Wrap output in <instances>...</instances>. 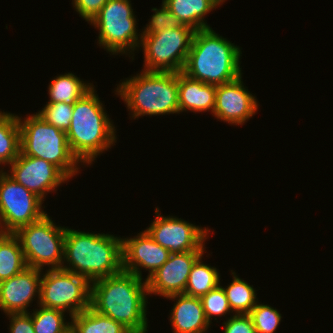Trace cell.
<instances>
[{"mask_svg":"<svg viewBox=\"0 0 333 333\" xmlns=\"http://www.w3.org/2000/svg\"><path fill=\"white\" fill-rule=\"evenodd\" d=\"M231 275L233 277L232 283L223 287V290L228 299L232 314H249L258 303L256 290L253 288V285L251 286L245 280L240 279L235 271L231 270Z\"/></svg>","mask_w":333,"mask_h":333,"instance_id":"484cf974","label":"cell"},{"mask_svg":"<svg viewBox=\"0 0 333 333\" xmlns=\"http://www.w3.org/2000/svg\"><path fill=\"white\" fill-rule=\"evenodd\" d=\"M241 49L211 27L195 31L182 73L191 79L219 86L242 75Z\"/></svg>","mask_w":333,"mask_h":333,"instance_id":"3957f363","label":"cell"},{"mask_svg":"<svg viewBox=\"0 0 333 333\" xmlns=\"http://www.w3.org/2000/svg\"><path fill=\"white\" fill-rule=\"evenodd\" d=\"M122 255L123 270L144 279L141 271L144 268L149 271L147 280L168 260L170 252L144 230L133 238H122Z\"/></svg>","mask_w":333,"mask_h":333,"instance_id":"2e32d148","label":"cell"},{"mask_svg":"<svg viewBox=\"0 0 333 333\" xmlns=\"http://www.w3.org/2000/svg\"><path fill=\"white\" fill-rule=\"evenodd\" d=\"M8 167L10 172L6 171V173L11 178L43 201L46 194L56 191L58 186L69 181V178L52 163L21 153Z\"/></svg>","mask_w":333,"mask_h":333,"instance_id":"4fadbf2b","label":"cell"},{"mask_svg":"<svg viewBox=\"0 0 333 333\" xmlns=\"http://www.w3.org/2000/svg\"><path fill=\"white\" fill-rule=\"evenodd\" d=\"M65 333H75V331L72 328H70Z\"/></svg>","mask_w":333,"mask_h":333,"instance_id":"d590c367","label":"cell"},{"mask_svg":"<svg viewBox=\"0 0 333 333\" xmlns=\"http://www.w3.org/2000/svg\"><path fill=\"white\" fill-rule=\"evenodd\" d=\"M103 106L94 87L74 104L66 135L72 153L82 165H91L117 141L115 125Z\"/></svg>","mask_w":333,"mask_h":333,"instance_id":"277c9868","label":"cell"},{"mask_svg":"<svg viewBox=\"0 0 333 333\" xmlns=\"http://www.w3.org/2000/svg\"><path fill=\"white\" fill-rule=\"evenodd\" d=\"M162 2L182 25L189 26L195 31L210 27L204 18L207 13L219 6L214 0H162Z\"/></svg>","mask_w":333,"mask_h":333,"instance_id":"ffe728a7","label":"cell"},{"mask_svg":"<svg viewBox=\"0 0 333 333\" xmlns=\"http://www.w3.org/2000/svg\"><path fill=\"white\" fill-rule=\"evenodd\" d=\"M204 251L170 254L168 260L146 280L148 294L169 297L184 293L189 273Z\"/></svg>","mask_w":333,"mask_h":333,"instance_id":"9a60e30c","label":"cell"},{"mask_svg":"<svg viewBox=\"0 0 333 333\" xmlns=\"http://www.w3.org/2000/svg\"><path fill=\"white\" fill-rule=\"evenodd\" d=\"M20 153L18 115L0 111V166L13 163Z\"/></svg>","mask_w":333,"mask_h":333,"instance_id":"603a6c76","label":"cell"},{"mask_svg":"<svg viewBox=\"0 0 333 333\" xmlns=\"http://www.w3.org/2000/svg\"><path fill=\"white\" fill-rule=\"evenodd\" d=\"M223 333H256L254 324L248 314H234L224 321Z\"/></svg>","mask_w":333,"mask_h":333,"instance_id":"1f68e13d","label":"cell"},{"mask_svg":"<svg viewBox=\"0 0 333 333\" xmlns=\"http://www.w3.org/2000/svg\"><path fill=\"white\" fill-rule=\"evenodd\" d=\"M166 298L176 301L169 316L174 333H206L211 327L200 298L184 293Z\"/></svg>","mask_w":333,"mask_h":333,"instance_id":"ac0fdd59","label":"cell"},{"mask_svg":"<svg viewBox=\"0 0 333 333\" xmlns=\"http://www.w3.org/2000/svg\"><path fill=\"white\" fill-rule=\"evenodd\" d=\"M108 0H72V5L81 18L90 23Z\"/></svg>","mask_w":333,"mask_h":333,"instance_id":"d6a6232c","label":"cell"},{"mask_svg":"<svg viewBox=\"0 0 333 333\" xmlns=\"http://www.w3.org/2000/svg\"><path fill=\"white\" fill-rule=\"evenodd\" d=\"M201 255L192 266L184 294L201 298L220 283V274L214 266L206 265Z\"/></svg>","mask_w":333,"mask_h":333,"instance_id":"d4e9b609","label":"cell"},{"mask_svg":"<svg viewBox=\"0 0 333 333\" xmlns=\"http://www.w3.org/2000/svg\"><path fill=\"white\" fill-rule=\"evenodd\" d=\"M155 11L149 20V23L141 32L142 35H152L167 28L172 29L181 25L177 17L163 4L161 8H152Z\"/></svg>","mask_w":333,"mask_h":333,"instance_id":"4dcf8cb0","label":"cell"},{"mask_svg":"<svg viewBox=\"0 0 333 333\" xmlns=\"http://www.w3.org/2000/svg\"><path fill=\"white\" fill-rule=\"evenodd\" d=\"M254 324L256 333H274L278 328L282 316L280 312L268 304L258 301L248 314Z\"/></svg>","mask_w":333,"mask_h":333,"instance_id":"83f0119b","label":"cell"},{"mask_svg":"<svg viewBox=\"0 0 333 333\" xmlns=\"http://www.w3.org/2000/svg\"><path fill=\"white\" fill-rule=\"evenodd\" d=\"M71 328L75 333H131L121 323L91 307L71 317Z\"/></svg>","mask_w":333,"mask_h":333,"instance_id":"cb8c5ba5","label":"cell"},{"mask_svg":"<svg viewBox=\"0 0 333 333\" xmlns=\"http://www.w3.org/2000/svg\"><path fill=\"white\" fill-rule=\"evenodd\" d=\"M74 105L59 103H46V105L37 112L47 123L56 128L67 132L70 127Z\"/></svg>","mask_w":333,"mask_h":333,"instance_id":"f546056e","label":"cell"},{"mask_svg":"<svg viewBox=\"0 0 333 333\" xmlns=\"http://www.w3.org/2000/svg\"><path fill=\"white\" fill-rule=\"evenodd\" d=\"M43 203L0 168V231L15 233L20 227L40 220L47 214Z\"/></svg>","mask_w":333,"mask_h":333,"instance_id":"8fae6325","label":"cell"},{"mask_svg":"<svg viewBox=\"0 0 333 333\" xmlns=\"http://www.w3.org/2000/svg\"><path fill=\"white\" fill-rule=\"evenodd\" d=\"M242 75L237 79L216 86L213 116L233 125H243L257 113V98L246 89Z\"/></svg>","mask_w":333,"mask_h":333,"instance_id":"5bb4252c","label":"cell"},{"mask_svg":"<svg viewBox=\"0 0 333 333\" xmlns=\"http://www.w3.org/2000/svg\"><path fill=\"white\" fill-rule=\"evenodd\" d=\"M39 305L69 312L70 318L91 306V282L64 269L42 273Z\"/></svg>","mask_w":333,"mask_h":333,"instance_id":"30bf717a","label":"cell"},{"mask_svg":"<svg viewBox=\"0 0 333 333\" xmlns=\"http://www.w3.org/2000/svg\"><path fill=\"white\" fill-rule=\"evenodd\" d=\"M159 208L155 209V219L145 231L150 237L170 254L188 251H206L205 241L210 229L202 228L188 221L173 217L162 216Z\"/></svg>","mask_w":333,"mask_h":333,"instance_id":"7c38bea8","label":"cell"},{"mask_svg":"<svg viewBox=\"0 0 333 333\" xmlns=\"http://www.w3.org/2000/svg\"><path fill=\"white\" fill-rule=\"evenodd\" d=\"M200 299L205 316L210 324H212L211 321L214 316L225 317L226 314L232 313L223 286L220 284Z\"/></svg>","mask_w":333,"mask_h":333,"instance_id":"f1b7e54d","label":"cell"},{"mask_svg":"<svg viewBox=\"0 0 333 333\" xmlns=\"http://www.w3.org/2000/svg\"><path fill=\"white\" fill-rule=\"evenodd\" d=\"M114 91L123 99L133 119L179 114L178 73L142 70L119 83Z\"/></svg>","mask_w":333,"mask_h":333,"instance_id":"5b68a950","label":"cell"},{"mask_svg":"<svg viewBox=\"0 0 333 333\" xmlns=\"http://www.w3.org/2000/svg\"><path fill=\"white\" fill-rule=\"evenodd\" d=\"M218 5H222L226 0H214Z\"/></svg>","mask_w":333,"mask_h":333,"instance_id":"e575fe53","label":"cell"},{"mask_svg":"<svg viewBox=\"0 0 333 333\" xmlns=\"http://www.w3.org/2000/svg\"><path fill=\"white\" fill-rule=\"evenodd\" d=\"M195 30L186 25L142 35L139 48L144 54L145 71L182 72Z\"/></svg>","mask_w":333,"mask_h":333,"instance_id":"9c48e42d","label":"cell"},{"mask_svg":"<svg viewBox=\"0 0 333 333\" xmlns=\"http://www.w3.org/2000/svg\"><path fill=\"white\" fill-rule=\"evenodd\" d=\"M61 269L82 275L90 282L121 272L122 238L67 227Z\"/></svg>","mask_w":333,"mask_h":333,"instance_id":"7a4b0ae2","label":"cell"},{"mask_svg":"<svg viewBox=\"0 0 333 333\" xmlns=\"http://www.w3.org/2000/svg\"><path fill=\"white\" fill-rule=\"evenodd\" d=\"M7 316L10 320V333H35L30 312L10 313Z\"/></svg>","mask_w":333,"mask_h":333,"instance_id":"836d02e7","label":"cell"},{"mask_svg":"<svg viewBox=\"0 0 333 333\" xmlns=\"http://www.w3.org/2000/svg\"><path fill=\"white\" fill-rule=\"evenodd\" d=\"M21 117L20 153L52 163L69 179L77 175L81 162L72 153L66 132L47 123L38 113Z\"/></svg>","mask_w":333,"mask_h":333,"instance_id":"8992f818","label":"cell"},{"mask_svg":"<svg viewBox=\"0 0 333 333\" xmlns=\"http://www.w3.org/2000/svg\"><path fill=\"white\" fill-rule=\"evenodd\" d=\"M27 267L21 243L14 233L0 231V282Z\"/></svg>","mask_w":333,"mask_h":333,"instance_id":"7402d4cb","label":"cell"},{"mask_svg":"<svg viewBox=\"0 0 333 333\" xmlns=\"http://www.w3.org/2000/svg\"><path fill=\"white\" fill-rule=\"evenodd\" d=\"M66 227L58 226L45 214L40 220L20 227L18 237L27 267L61 269L64 260Z\"/></svg>","mask_w":333,"mask_h":333,"instance_id":"ba28073f","label":"cell"},{"mask_svg":"<svg viewBox=\"0 0 333 333\" xmlns=\"http://www.w3.org/2000/svg\"><path fill=\"white\" fill-rule=\"evenodd\" d=\"M216 100V86L189 78L178 72L179 114L183 111L209 112L213 115Z\"/></svg>","mask_w":333,"mask_h":333,"instance_id":"d6986e66","label":"cell"},{"mask_svg":"<svg viewBox=\"0 0 333 333\" xmlns=\"http://www.w3.org/2000/svg\"><path fill=\"white\" fill-rule=\"evenodd\" d=\"M43 270L26 267L22 272L0 282V309L10 313H29L31 302H40Z\"/></svg>","mask_w":333,"mask_h":333,"instance_id":"e0dca14e","label":"cell"},{"mask_svg":"<svg viewBox=\"0 0 333 333\" xmlns=\"http://www.w3.org/2000/svg\"><path fill=\"white\" fill-rule=\"evenodd\" d=\"M38 307L30 311L35 333H65L71 328V322L65 321V312L40 305Z\"/></svg>","mask_w":333,"mask_h":333,"instance_id":"4316f807","label":"cell"},{"mask_svg":"<svg viewBox=\"0 0 333 333\" xmlns=\"http://www.w3.org/2000/svg\"><path fill=\"white\" fill-rule=\"evenodd\" d=\"M133 10L131 0H108L90 22L99 29L97 43L112 55L126 54L131 57L134 50L139 49L142 34H138Z\"/></svg>","mask_w":333,"mask_h":333,"instance_id":"52a82bcc","label":"cell"},{"mask_svg":"<svg viewBox=\"0 0 333 333\" xmlns=\"http://www.w3.org/2000/svg\"><path fill=\"white\" fill-rule=\"evenodd\" d=\"M147 284L135 274L121 272L91 282V308L121 323L131 333H147Z\"/></svg>","mask_w":333,"mask_h":333,"instance_id":"6da1fadb","label":"cell"},{"mask_svg":"<svg viewBox=\"0 0 333 333\" xmlns=\"http://www.w3.org/2000/svg\"><path fill=\"white\" fill-rule=\"evenodd\" d=\"M95 87L92 83L80 80L72 72L60 74L51 80L48 86L49 100L47 103H59L74 105L88 91Z\"/></svg>","mask_w":333,"mask_h":333,"instance_id":"44dd1931","label":"cell"}]
</instances>
